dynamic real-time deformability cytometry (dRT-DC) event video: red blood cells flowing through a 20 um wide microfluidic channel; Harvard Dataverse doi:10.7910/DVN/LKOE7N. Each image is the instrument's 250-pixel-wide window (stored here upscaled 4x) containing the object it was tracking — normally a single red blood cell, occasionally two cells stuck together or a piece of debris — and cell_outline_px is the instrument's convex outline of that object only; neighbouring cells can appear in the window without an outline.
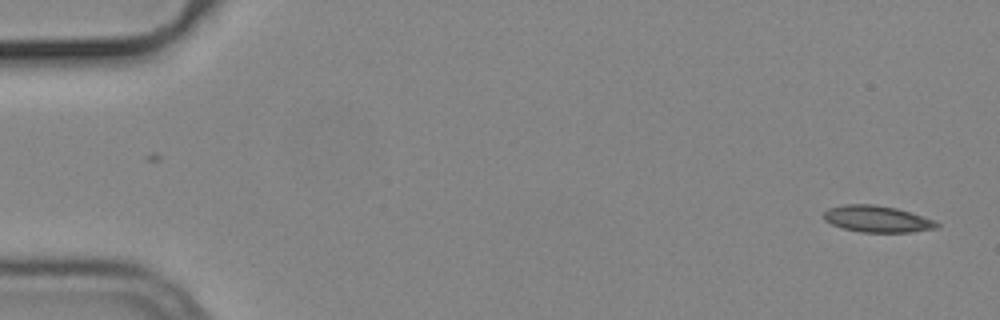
{"species": "common noctule bat (a hibernating species)", "species_latin": "Nyctalus noctula", "temperature_condition": "cold", "stored_images_in_passage": 53, "camera_frame_rate_fps": 3000, "um_per_image_px": 0.085, "animal": {"sex": "male", "body_mass_g": 19.2, "forearm_length_mm": 51.8}, "frame": {"image": 1, "passage_image": 1, "time_ms": 0.0, "image_size_px": [1000, 320], "cell_outline_px": [[940, 224], [936, 228], [908, 232], [864, 232], [844, 228], [832, 224], [824, 220], [824, 212], [828, 208], [848, 204], [872, 204], [896, 208], [932, 220]], "centroid_in_image_um": [74.51, 18.61], "position_along_channel_um": 10.5, "area_um2": 17.05}}
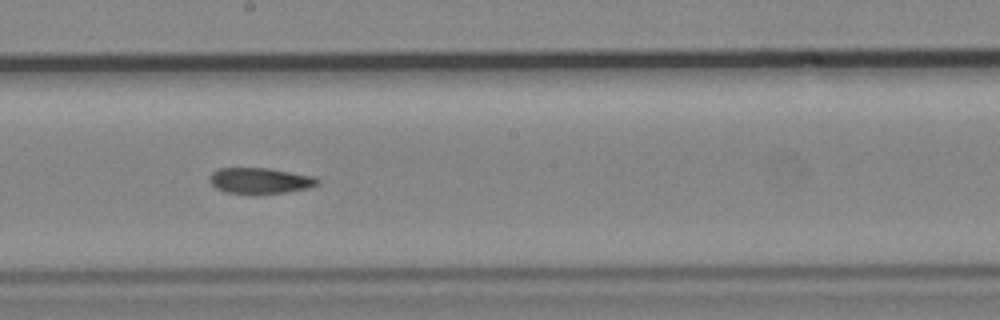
{"frame": {"image": 2, "passage_image": 29, "time_ms": 9.333, "image_size_px": [1000, 320], "cell_outline_px": [[320, 180], [316, 184], [304, 188], [284, 192], [228, 192], [216, 188], [208, 180], [208, 176], [212, 172], [220, 168], [268, 168], [312, 176]], "centroid_in_image_um": [22.03, 15.32], "position_along_channel_um": 226.2, "area_um2": 15.55}}
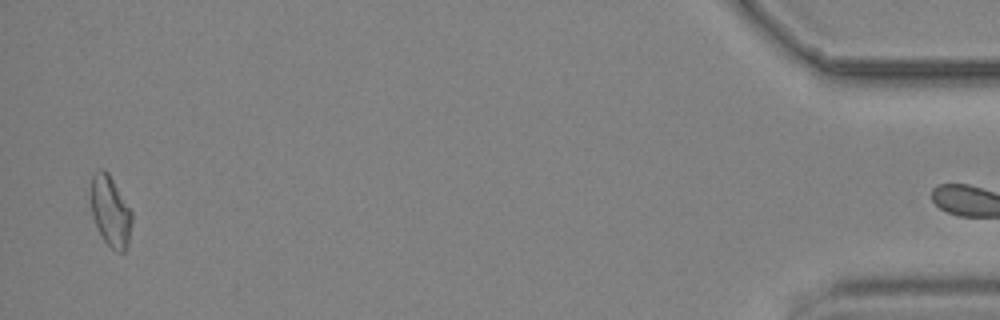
{"frame": {"image": 3, "passage_image": 52, "time_ms": 17.0, "image_size_px": [1000, 320], "cell_outline_px": [[132, 220], [128, 244], [124, 252], [116, 252], [104, 240], [92, 216], [88, 196], [92, 176], [100, 168], [104, 168], [108, 172], [132, 208]], "centroid_in_image_um": [9.37, 17.9], "position_along_channel_um": 425.8, "area_um2": 17.46}}